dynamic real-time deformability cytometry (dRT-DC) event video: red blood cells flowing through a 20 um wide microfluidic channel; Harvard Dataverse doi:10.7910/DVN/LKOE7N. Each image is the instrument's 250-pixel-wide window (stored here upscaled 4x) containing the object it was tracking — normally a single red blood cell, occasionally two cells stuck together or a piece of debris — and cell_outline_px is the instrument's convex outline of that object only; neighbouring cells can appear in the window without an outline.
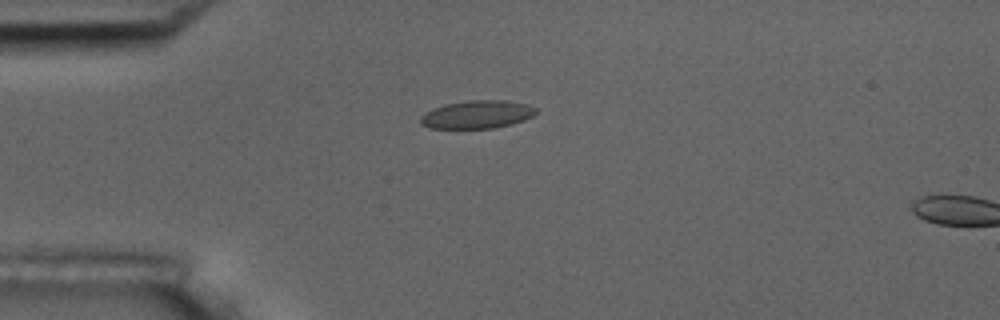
{"species": "common noctule bat (a hibernating species)", "species_latin": "Nyctalus noctula", "temperature_condition": "room temperature", "stored_images_in_passage": 2, "camera_frame_rate_fps": 3000, "um_per_image_px": 0.085, "animal": {"sex": "male", "body_mass_g": 17.5, "forearm_length_mm": 52.3}, "frame": {"image": 1, "passage_image": 1, "time_ms": 0.0, "image_size_px": [1000, 320], "cell_outline_px": [[536, 112], [532, 116], [524, 120], [512, 124], [496, 128], [432, 128], [420, 124], [420, 116], [424, 112], [432, 108], [448, 104], [468, 100], [504, 100], [524, 104], [536, 108]], "centroid_in_image_um": [40.52, 9.73], "position_along_channel_um": 44.5, "area_um2": 18.79}}